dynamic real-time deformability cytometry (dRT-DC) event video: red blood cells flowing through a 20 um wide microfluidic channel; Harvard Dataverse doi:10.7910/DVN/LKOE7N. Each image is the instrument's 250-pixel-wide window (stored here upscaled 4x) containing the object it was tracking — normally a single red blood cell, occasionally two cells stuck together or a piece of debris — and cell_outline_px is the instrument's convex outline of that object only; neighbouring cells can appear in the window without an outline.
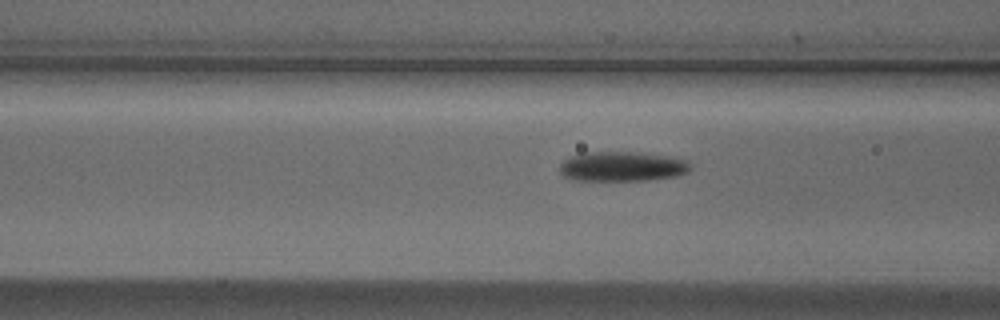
{"species": "Egyptian fruit bat (a non-hibernating species)", "species_latin": "Rousettus aegyptiacus", "temperature_condition": "cold", "stored_images_in_passage": 18, "camera_frame_rate_fps": 3000, "um_per_image_px": 0.085, "animal": {"sex": "male"}, "frame": {"image": 1, "passage_image": 16, "time_ms": 5.0, "image_size_px": [1000, 320], "cell_outline_px": [[692, 168], [688, 172], [680, 176], [648, 180], [576, 180], [564, 176], [560, 172], [560, 164], [568, 156], [584, 152], [632, 152], [668, 156], [688, 160], [692, 164]], "centroid_in_image_um": [52.93, 14.15], "position_along_channel_um": 113.7, "area_um2": 22.89}}